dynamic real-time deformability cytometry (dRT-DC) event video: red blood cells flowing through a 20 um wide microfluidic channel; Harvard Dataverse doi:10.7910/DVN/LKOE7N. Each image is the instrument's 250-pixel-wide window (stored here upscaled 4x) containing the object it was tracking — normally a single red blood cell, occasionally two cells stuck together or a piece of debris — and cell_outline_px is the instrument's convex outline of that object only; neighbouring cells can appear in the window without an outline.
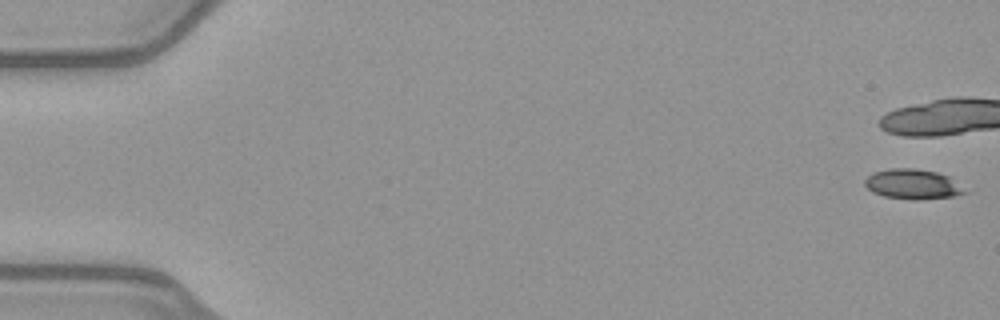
{"species": "common noctule bat (a hibernating species)", "species_latin": "Nyctalus noctula", "temperature_condition": "warm", "stored_images_in_passage": 8, "camera_frame_rate_fps": 3000, "um_per_image_px": 0.085, "animal": {"sex": "female", "body_mass_g": 21.9}, "frame": {"image": 1, "passage_image": 1, "time_ms": 0.0, "image_size_px": [1000, 320], "cell_outline_px": [[968, 192], [952, 196], [916, 200], [884, 196], [872, 192], [864, 184], [864, 180], [872, 172], [888, 168], [916, 168], [936, 172], [948, 176]], "centroid_in_image_um": [77.53, 15.64], "position_along_channel_um": 7.5, "area_um2": 17.34}}